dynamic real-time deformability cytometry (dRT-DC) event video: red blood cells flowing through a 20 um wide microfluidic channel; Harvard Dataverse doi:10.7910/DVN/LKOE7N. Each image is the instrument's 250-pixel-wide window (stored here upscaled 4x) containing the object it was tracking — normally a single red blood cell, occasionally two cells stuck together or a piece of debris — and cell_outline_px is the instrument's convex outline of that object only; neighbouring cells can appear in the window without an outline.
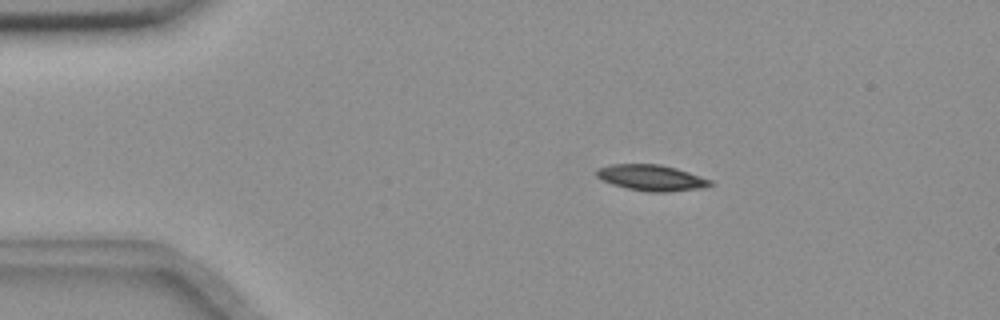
{"species": "common noctule bat (a hibernating species)", "species_latin": "Nyctalus noctula", "temperature_condition": "room temperature", "stored_images_in_passage": 55, "camera_frame_rate_fps": 3000, "um_per_image_px": 0.085, "animal": {"sex": "female", "body_mass_g": 18.4}, "frame": {"image": 1, "passage_image": 10, "time_ms": 3.0, "image_size_px": [1000, 320], "cell_outline_px": [[716, 184], [704, 188], [668, 192], [648, 192], [628, 188], [612, 184], [596, 176], [596, 168], [612, 164], [660, 164], [676, 168], [712, 180]], "centroid_in_image_um": [55.41, 15.11], "position_along_channel_um": 29.6, "area_um2": 17.28}}
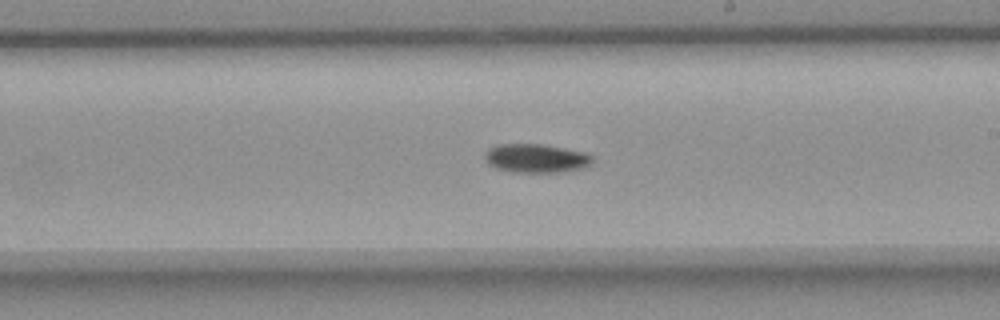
{"frame": {"image": 2, "passage_image": 32, "time_ms": 10.333, "image_size_px": [1000, 320], "cell_outline_px": [[592, 164], [588, 168], [560, 172], [512, 172], [496, 168], [488, 164], [484, 156], [484, 152], [488, 148], [496, 144], [540, 144], [588, 152], [592, 156]], "centroid_in_image_um": [45.59, 13.45], "position_along_channel_um": 243.4, "area_um2": 18.38}}
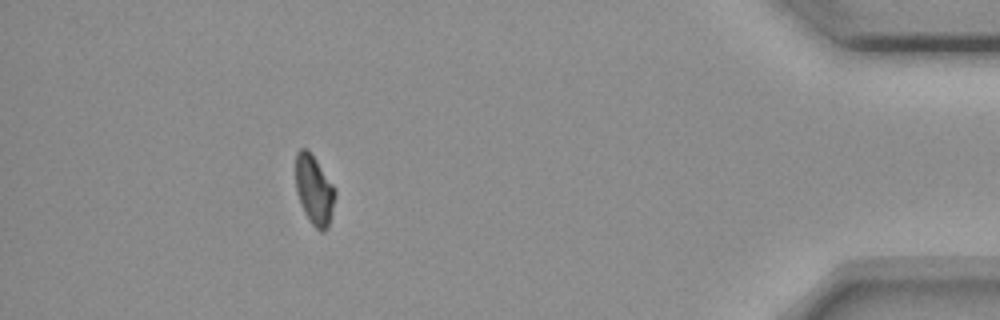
{"frame": {"image": 3, "passage_image": 50, "time_ms": 16.333, "image_size_px": [1000, 320], "cell_outline_px": [[336, 196], [328, 228], [324, 232], [320, 232], [312, 224], [304, 212], [300, 204], [296, 192], [296, 152], [300, 148], [308, 148], [336, 188]], "centroid_in_image_um": [26.72, 16.15], "position_along_channel_um": 408.5, "area_um2": 16.24}, "authors_computed_cell_mechanics": {"area_um2": 17.34, "velocity_mm_per_s": 3.6484, "shape_relaxation_time_tau1_ms": 5.1428, "shape_relaxation_time_tau2_ms": null, "deformation_change_tau1": 0.1297, "deformation_change_tau2": null}}